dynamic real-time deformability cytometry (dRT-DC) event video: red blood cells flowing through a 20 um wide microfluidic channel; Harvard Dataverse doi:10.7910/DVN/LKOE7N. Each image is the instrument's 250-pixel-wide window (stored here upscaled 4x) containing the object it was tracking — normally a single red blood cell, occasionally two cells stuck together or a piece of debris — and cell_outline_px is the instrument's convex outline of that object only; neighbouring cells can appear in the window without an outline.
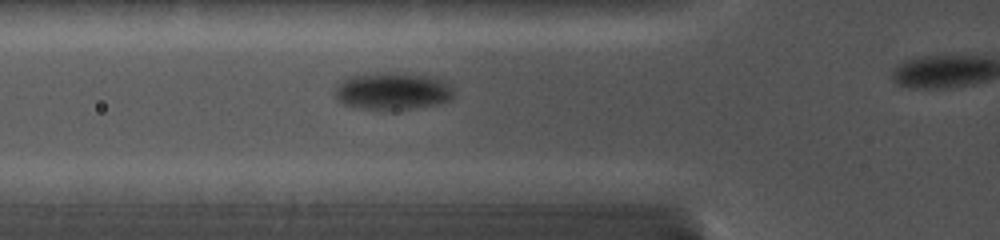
{"species": "common noctule bat (a hibernating species)", "species_latin": "Nyctalus noctula", "temperature_condition": "cold", "stored_images_in_passage": 6, "segment_of_instrument_passage": [1, 2], "camera_frame_rate_fps": 5000, "um_per_image_px": 0.085, "animal": {"sex": "female", "body_mass_g": 19.0, "forearm_length_mm": 56.7}, "frame": {"image": 1, "passage_image": 5, "time_ms": 3.2, "image_size_px": [1000, 240], "cell_outline_px": [[452, 100], [436, 104], [412, 108], [352, 108], [344, 104], [336, 96], [336, 88], [340, 80], [348, 76], [372, 72], [404, 72], [436, 76], [452, 84]], "centroid_in_image_um": [33.4, 7.69], "position_along_channel_um": 92.4, "area_um2": 26.13}}